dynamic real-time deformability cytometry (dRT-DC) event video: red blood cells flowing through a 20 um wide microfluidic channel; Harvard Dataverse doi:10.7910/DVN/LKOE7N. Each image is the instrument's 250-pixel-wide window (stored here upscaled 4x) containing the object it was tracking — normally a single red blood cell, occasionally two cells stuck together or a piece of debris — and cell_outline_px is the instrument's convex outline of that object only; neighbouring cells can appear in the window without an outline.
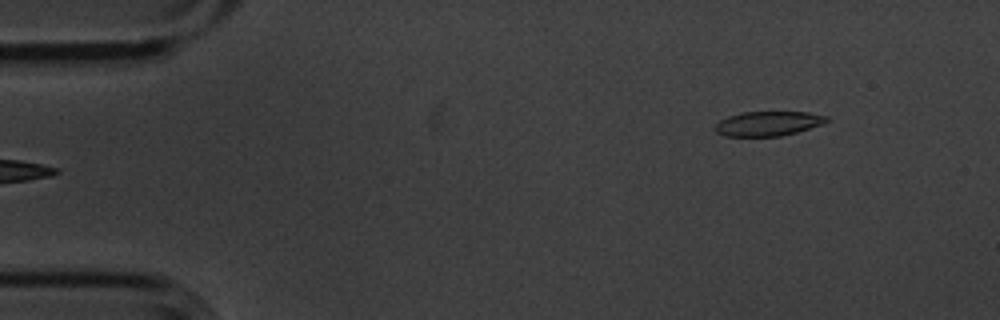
{"species": "common noctule bat (a hibernating species)", "species_latin": "Nyctalus noctula", "temperature_condition": "cold", "stored_images_in_passage": 2, "camera_frame_rate_fps": 3000, "um_per_image_px": 0.085, "animal": {"sex": "male", "body_mass_g": 20.1, "forearm_length_mm": 53.5}, "frame": {"image": 1, "passage_image": 2, "time_ms": 0.333, "image_size_px": [1000, 320], "cell_outline_px": [[828, 120], [820, 124], [796, 132], [780, 136], [724, 136], [716, 132], [712, 128], [720, 120], [728, 116], [744, 112], [808, 112], [828, 116]], "centroid_in_image_um": [65.23, 10.5], "position_along_channel_um": 19.8, "area_um2": 15.84}}